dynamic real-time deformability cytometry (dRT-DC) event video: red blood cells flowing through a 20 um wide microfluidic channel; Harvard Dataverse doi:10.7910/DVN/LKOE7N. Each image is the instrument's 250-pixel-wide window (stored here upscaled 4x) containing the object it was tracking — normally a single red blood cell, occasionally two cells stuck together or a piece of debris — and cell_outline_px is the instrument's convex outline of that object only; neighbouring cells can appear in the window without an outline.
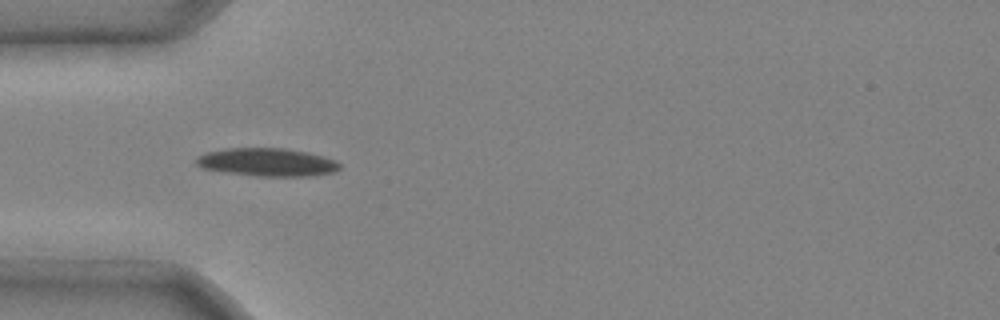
{"species": "common noctule bat (a hibernating species)", "species_latin": "Nyctalus noctula", "temperature_condition": "cold", "stored_images_in_passage": 6, "camera_frame_rate_fps": 3000, "um_per_image_px": 0.085, "animal": {"sex": "male", "body_mass_g": 20.4}, "frame": {"image": 1, "passage_image": 4, "time_ms": 1.0, "image_size_px": [1000, 320], "cell_outline_px": [[340, 168], [336, 172], [312, 176], [256, 176], [228, 172], [204, 168], [196, 164], [196, 160], [200, 156], [208, 152], [224, 148], [284, 148], [308, 152], [336, 160], [340, 164]], "centroid_in_image_um": [22.78, 13.79], "position_along_channel_um": 62.2, "area_um2": 23.35}}
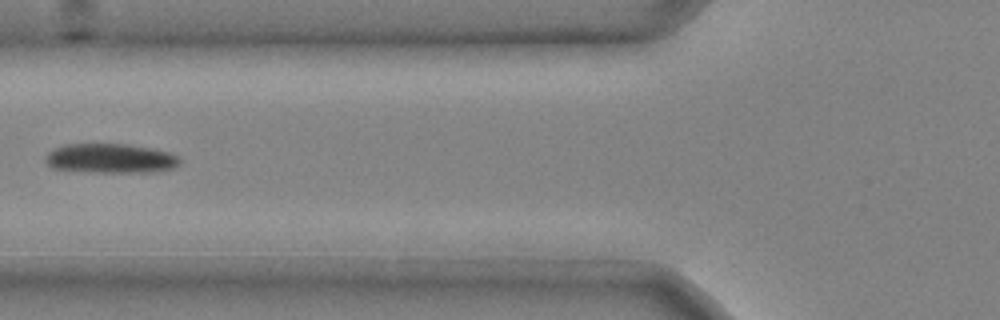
{"frame": {"image": 2, "passage_image": 5, "time_ms": 1.333, "image_size_px": [1000, 320], "cell_outline_px": [[180, 164], [176, 168], [152, 172], [92, 172], [52, 168], [44, 160], [44, 156], [52, 148], [64, 144], [128, 144], [168, 152], [180, 156]], "centroid_in_image_um": [9.38, 13.46], "position_along_channel_um": 116.4, "area_um2": 23.29}}
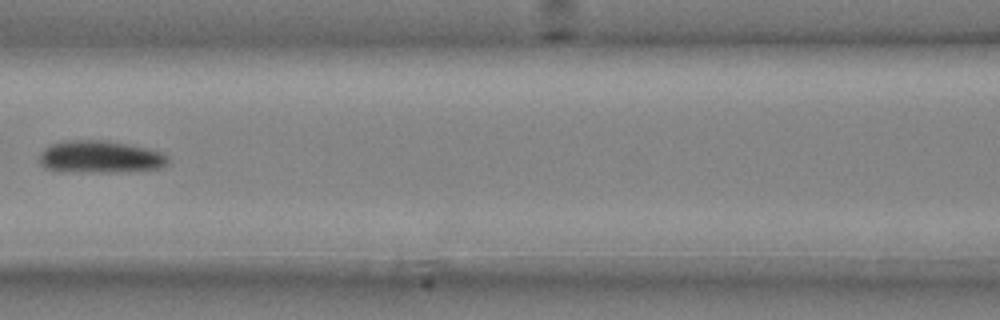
{"frame": {"image": 3, "passage_image": 6, "time_ms": 1.667, "image_size_px": [1000, 320], "cell_outline_px": [[168, 164], [164, 168], [124, 172], [88, 172], [44, 168], [40, 164], [40, 152], [48, 144], [68, 140], [104, 140], [144, 148], [160, 152], [168, 156]], "centroid_in_image_um": [8.52, 13.34], "position_along_channel_um": 158.1, "area_um2": 24.16}}